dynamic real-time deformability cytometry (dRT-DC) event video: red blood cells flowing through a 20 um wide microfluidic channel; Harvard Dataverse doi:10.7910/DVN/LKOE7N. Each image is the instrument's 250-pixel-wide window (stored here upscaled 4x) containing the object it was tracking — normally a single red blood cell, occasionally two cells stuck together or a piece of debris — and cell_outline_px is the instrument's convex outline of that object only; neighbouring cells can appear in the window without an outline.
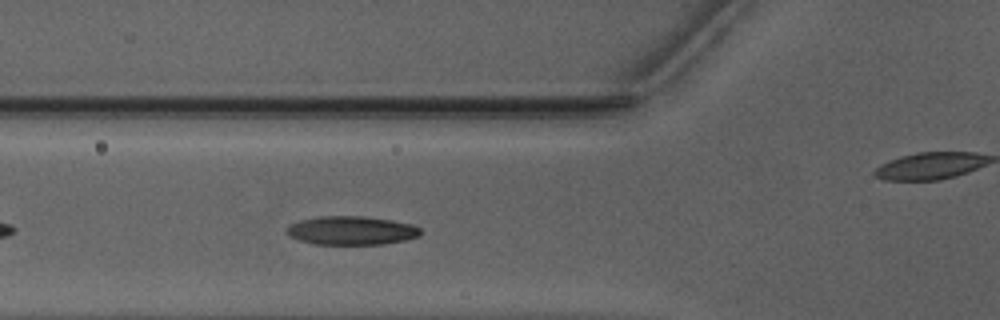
{"species": "Egyptian fruit bat (a non-hibernating species)", "species_latin": "Rousettus aegyptiacus", "temperature_condition": "warm", "stored_images_in_passage": 36, "camera_frame_rate_fps": 3000, "um_per_image_px": 0.085, "animal": {"sex": "male"}, "frame": {"image": 1, "passage_image": 5, "time_ms": 1.333, "image_size_px": [1000, 320], "cell_outline_px": [[420, 236], [408, 240], [384, 244], [312, 244], [300, 240], [284, 232], [292, 224], [300, 220], [320, 216], [364, 216], [392, 220], [412, 224], [420, 228]], "centroid_in_image_um": [29.92, 19.59], "position_along_channel_um": 95.9, "area_um2": 22.37}}
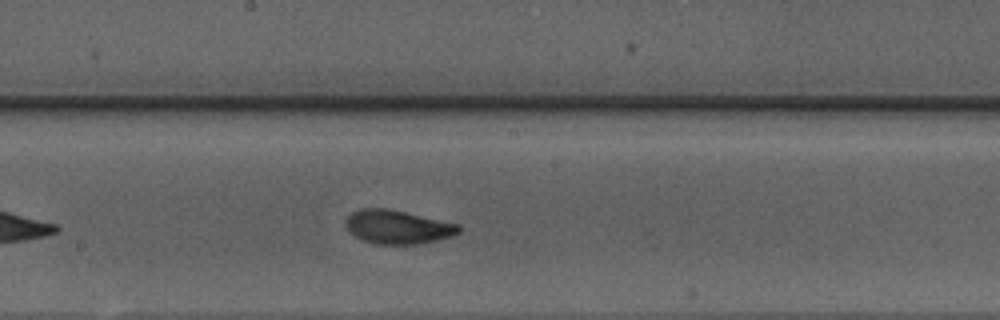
{"frame": {"image": 2, "passage_image": 14, "time_ms": 4.333, "image_size_px": [1000, 320], "cell_outline_px": [[460, 232], [452, 236], [436, 240], [416, 244], [376, 244], [364, 240], [356, 236], [344, 224], [348, 216], [352, 212], [360, 208], [388, 208], [460, 224]], "centroid_in_image_um": [33.82, 19.28], "position_along_channel_um": 214.4, "area_um2": 22.08}}
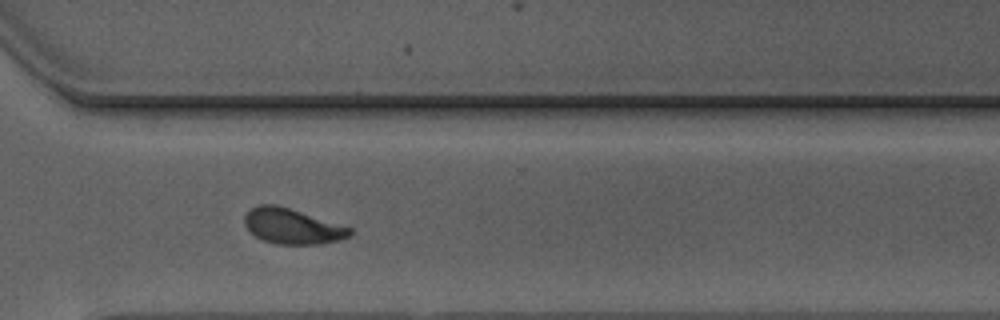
{"frame": {"image": 3, "passage_image": 24, "time_ms": 7.667, "image_size_px": [1000, 320], "cell_outline_px": [[352, 232], [348, 236], [340, 240], [324, 244], [276, 244], [264, 240], [248, 232], [244, 224], [244, 216], [252, 208], [260, 204], [276, 204], [352, 228]], "centroid_in_image_um": [24.82, 19.24], "position_along_channel_um": 345.8, "area_um2": 21.62}, "authors_computed_cell_mechanics": {"area_um2": 21.7906, "velocity_mm_per_s": 3.9408, "shape_relaxation_time_tau1_ms": 3.1871, "shape_relaxation_time_tau2_ms": 0.9932, "deformation_change_tau1": 0.1442, "deformation_change_tau2": 0.0682}}